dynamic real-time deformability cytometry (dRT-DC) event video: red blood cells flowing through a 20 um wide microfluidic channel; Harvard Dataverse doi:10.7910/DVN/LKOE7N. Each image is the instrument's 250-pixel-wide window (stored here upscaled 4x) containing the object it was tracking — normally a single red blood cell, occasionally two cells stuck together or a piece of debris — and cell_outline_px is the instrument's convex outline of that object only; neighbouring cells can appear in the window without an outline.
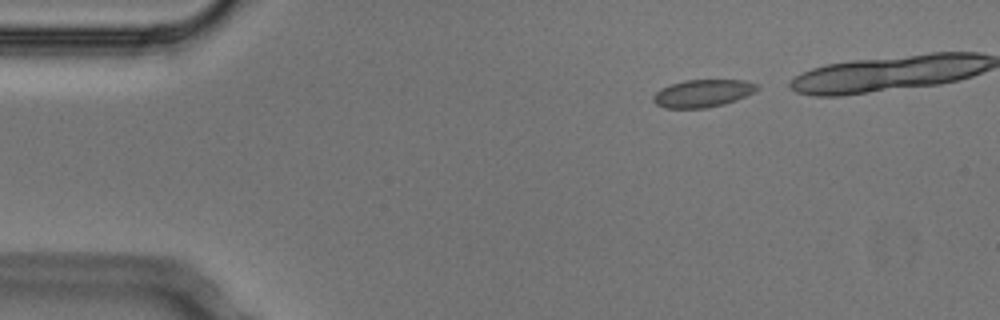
{"species": "Egyptian fruit bat (a non-hibernating species)", "species_latin": "Rousettus aegyptiacus", "temperature_condition": "cold", "stored_images_in_passage": 4, "camera_frame_rate_fps": 3000, "um_per_image_px": 0.085, "animal": {"sex": "male"}, "frame": {"image": 1, "passage_image": 1, "time_ms": 0.0, "image_size_px": [1000, 320], "cell_outline_px": [[760, 88], [736, 100], [724, 104], [704, 108], [664, 108], [656, 104], [652, 100], [652, 96], [660, 88], [684, 80], [744, 80], [760, 84]], "centroid_in_image_um": [59.72, 7.93], "position_along_channel_um": 25.3, "area_um2": 16.7}}